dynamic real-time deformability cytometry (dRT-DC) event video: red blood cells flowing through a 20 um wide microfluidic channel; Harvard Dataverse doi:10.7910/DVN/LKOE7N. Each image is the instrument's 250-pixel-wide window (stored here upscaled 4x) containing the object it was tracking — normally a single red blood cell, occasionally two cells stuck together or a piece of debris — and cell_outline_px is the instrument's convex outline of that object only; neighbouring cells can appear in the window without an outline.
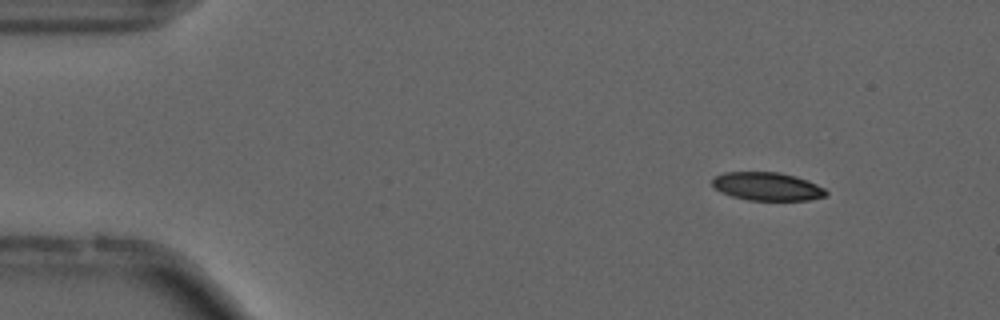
{"species": "common noctule bat (a hibernating species)", "species_latin": "Nyctalus noctula", "temperature_condition": "cold", "stored_images_in_passage": 22, "camera_frame_rate_fps": 3000, "um_per_image_px": 0.085, "animal": {"sex": "male", "forearm_length_mm": 52.5}, "frame": {"image": 1, "passage_image": 1, "time_ms": 0.0, "image_size_px": [1000, 320], "cell_outline_px": [[828, 192], [824, 196], [812, 200], [748, 200], [732, 196], [720, 192], [712, 184], [712, 180], [716, 176], [724, 172], [780, 172], [796, 176], [808, 180], [824, 188]], "centroid_in_image_um": [65.22, 15.84], "position_along_channel_um": 19.8, "area_um2": 18.73}}
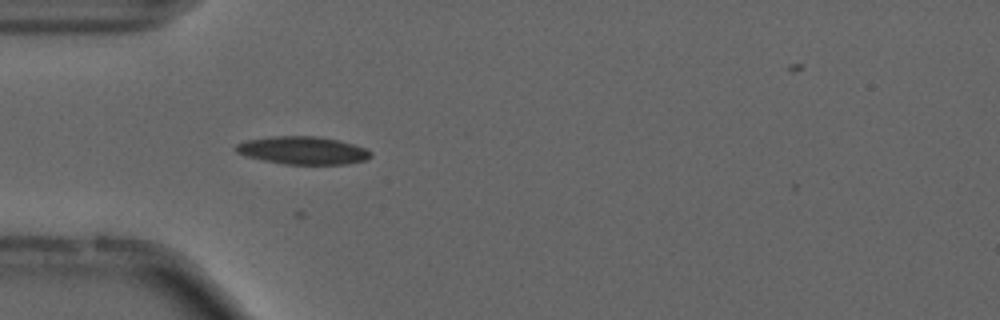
{"frame": {"image": 2, "passage_image": 11, "time_ms": 3.333, "image_size_px": [1000, 320], "cell_outline_px": [[372, 156], [364, 160], [348, 164], [284, 164], [244, 156], [236, 152], [232, 148], [236, 144], [244, 140], [272, 136], [316, 136], [340, 140], [364, 148], [372, 152]], "centroid_in_image_um": [25.69, 12.78], "position_along_channel_um": 59.3, "area_um2": 22.02}}